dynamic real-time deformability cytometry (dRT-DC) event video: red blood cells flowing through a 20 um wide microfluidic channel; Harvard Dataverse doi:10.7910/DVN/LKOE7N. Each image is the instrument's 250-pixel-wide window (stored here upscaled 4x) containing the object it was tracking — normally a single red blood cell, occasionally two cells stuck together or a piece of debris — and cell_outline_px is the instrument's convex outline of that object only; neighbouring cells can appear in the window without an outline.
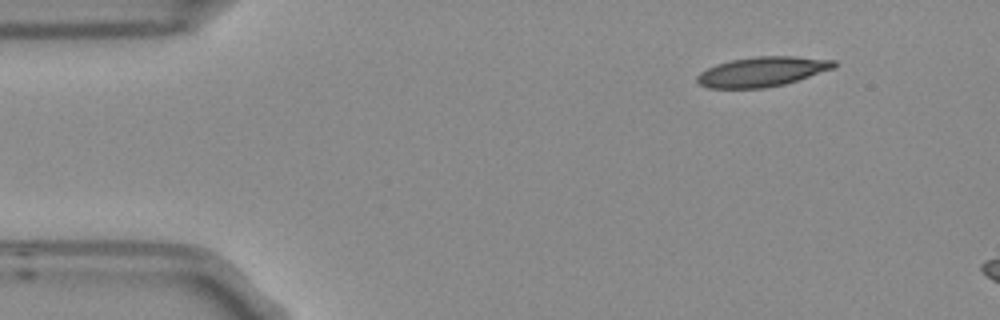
{"species": "Egyptian fruit bat (a non-hibernating species)", "species_latin": "Rousettus aegyptiacus", "temperature_condition": "room temperature", "stored_images_in_passage": 3, "camera_frame_rate_fps": 3000, "um_per_image_px": 0.085, "frame": {"image": 1, "passage_image": 1, "time_ms": 0.0, "image_size_px": [1000, 320], "cell_outline_px": [[836, 64], [832, 68], [784, 84], [764, 88], [708, 88], [700, 84], [696, 80], [696, 76], [700, 72], [716, 64], [732, 60], [756, 56], [796, 56], [836, 60]], "centroid_in_image_um": [64.74, 6.09], "position_along_channel_um": 20.3, "area_um2": 23.47}}